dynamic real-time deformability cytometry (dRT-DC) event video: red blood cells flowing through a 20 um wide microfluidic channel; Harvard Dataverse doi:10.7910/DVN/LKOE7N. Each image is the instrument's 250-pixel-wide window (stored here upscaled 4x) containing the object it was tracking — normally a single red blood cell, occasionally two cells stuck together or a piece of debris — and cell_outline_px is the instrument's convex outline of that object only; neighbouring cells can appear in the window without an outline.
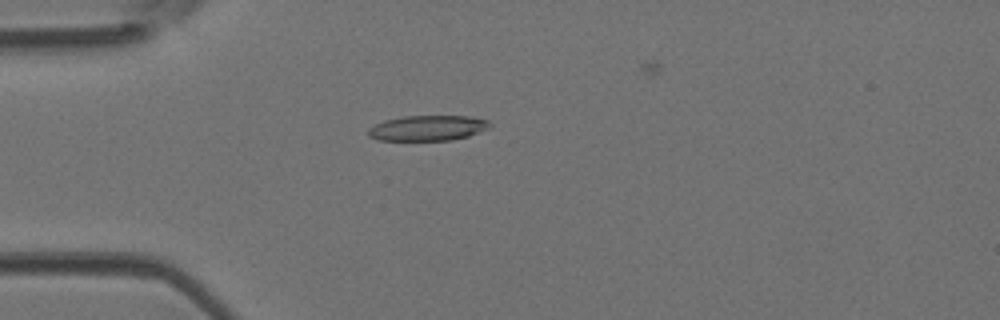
{"species": "Egyptian fruit bat (a non-hibernating species)", "species_latin": "Rousettus aegyptiacus", "temperature_condition": "room temperature", "stored_images_in_passage": 40, "camera_frame_rate_fps": 3000, "um_per_image_px": 0.085, "animal": {"sex": "female"}, "frame": {"image": 1, "passage_image": 5, "time_ms": 1.333, "image_size_px": [1000, 320], "cell_outline_px": [[492, 128], [468, 136], [452, 140], [380, 140], [368, 136], [368, 128], [384, 120], [404, 116], [468, 116], [488, 120], [492, 124]], "centroid_in_image_um": [36.4, 10.88], "position_along_channel_um": 48.6, "area_um2": 18.03}}
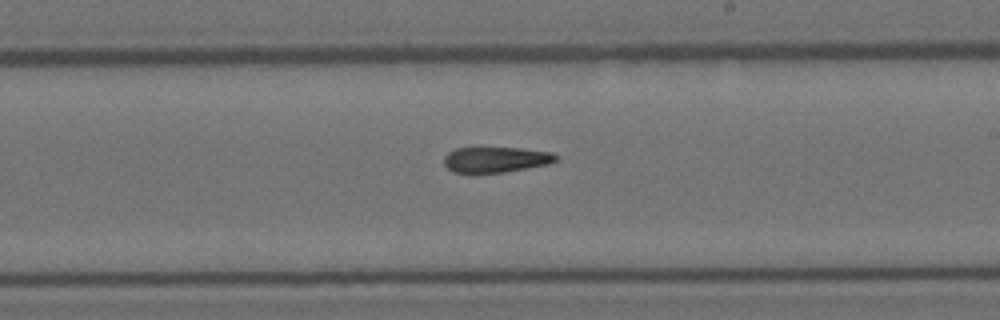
{"frame": {"image": 2, "passage_image": 20, "time_ms": 6.333, "image_size_px": [1000, 320], "cell_outline_px": [[556, 160], [548, 164], [504, 172], [452, 172], [444, 164], [444, 156], [448, 152], [456, 148], [520, 148], [552, 152], [556, 156]], "centroid_in_image_um": [42.12, 13.55], "position_along_channel_um": 246.9, "area_um2": 16.42}}
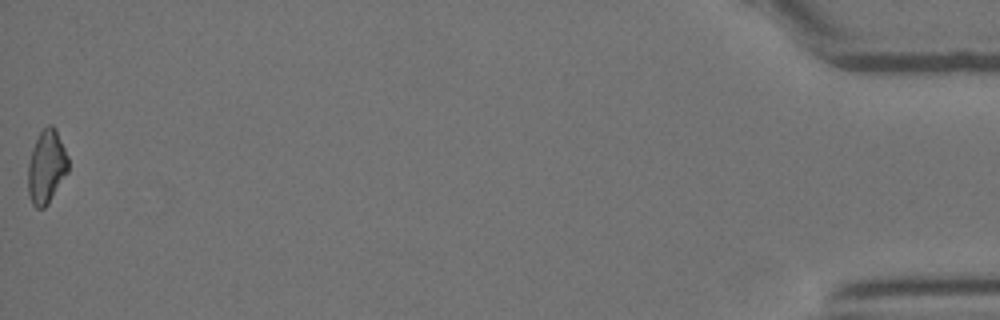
{"frame": {"image": 3, "passage_image": 40, "time_ms": 13.0, "image_size_px": [1000, 320], "cell_outline_px": [[68, 172], [48, 204], [44, 208], [36, 208], [32, 204], [28, 192], [28, 164], [32, 148], [40, 132], [48, 124], [52, 124], [56, 128], [68, 156]], "centroid_in_image_um": [3.96, 14.17], "position_along_channel_um": 431.2, "area_um2": 17.28}, "authors_computed_cell_mechanics": {"area_um2": 17.6579, "velocity_mm_per_s": 4.2333, "shape_relaxation_time_tau1_ms": null, "shape_relaxation_time_tau2_ms": 7.0228, "deformation_change_tau1": null, "deformation_change_tau2": 0.187}}